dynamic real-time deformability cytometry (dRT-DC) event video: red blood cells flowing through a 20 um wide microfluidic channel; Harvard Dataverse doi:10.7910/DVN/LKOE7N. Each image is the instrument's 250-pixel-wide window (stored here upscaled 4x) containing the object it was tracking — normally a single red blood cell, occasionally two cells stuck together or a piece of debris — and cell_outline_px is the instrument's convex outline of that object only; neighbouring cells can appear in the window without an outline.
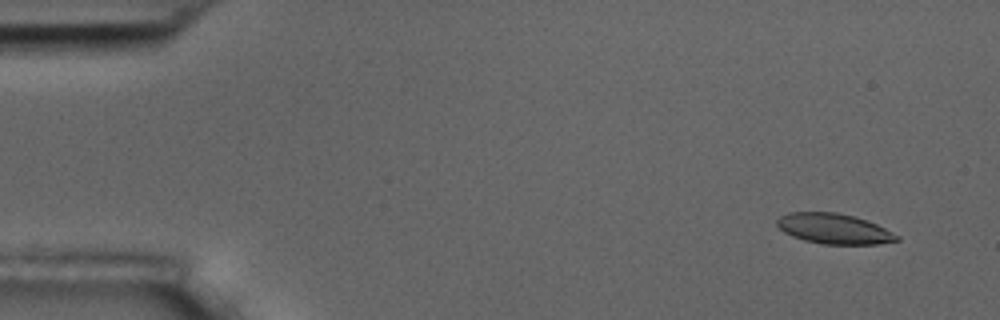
{"species": "common noctule bat (a hibernating species)", "species_latin": "Nyctalus noctula", "temperature_condition": "room temperature", "stored_images_in_passage": 7, "camera_frame_rate_fps": 3000, "um_per_image_px": 0.085, "animal": {"sex": "male", "body_mass_g": 17.5, "forearm_length_mm": 52.3}, "frame": {"image": 1, "passage_image": 2, "time_ms": 1.0, "image_size_px": [1000, 320], "cell_outline_px": [[900, 240], [876, 244], [820, 244], [804, 240], [792, 236], [784, 232], [776, 224], [776, 220], [780, 216], [788, 212], [836, 212], [852, 216], [876, 224], [900, 236]], "centroid_in_image_um": [70.86, 19.44], "position_along_channel_um": 14.1, "area_um2": 21.04}}
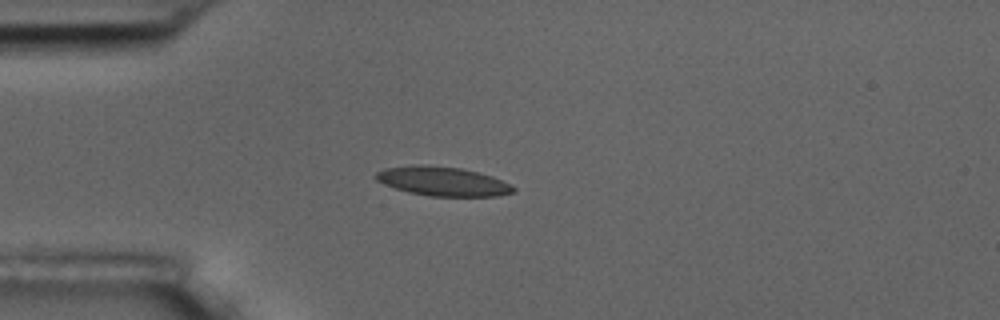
{"frame": {"image": 2, "passage_image": 5, "time_ms": 4.667, "image_size_px": [1000, 320], "cell_outline_px": [[516, 192], [500, 196], [428, 196], [408, 192], [384, 184], [376, 180], [372, 176], [376, 172], [384, 168], [416, 164], [424, 164], [460, 168], [492, 176], [516, 188]], "centroid_in_image_um": [37.59, 15.41], "position_along_channel_um": 47.4, "area_um2": 23.47}}